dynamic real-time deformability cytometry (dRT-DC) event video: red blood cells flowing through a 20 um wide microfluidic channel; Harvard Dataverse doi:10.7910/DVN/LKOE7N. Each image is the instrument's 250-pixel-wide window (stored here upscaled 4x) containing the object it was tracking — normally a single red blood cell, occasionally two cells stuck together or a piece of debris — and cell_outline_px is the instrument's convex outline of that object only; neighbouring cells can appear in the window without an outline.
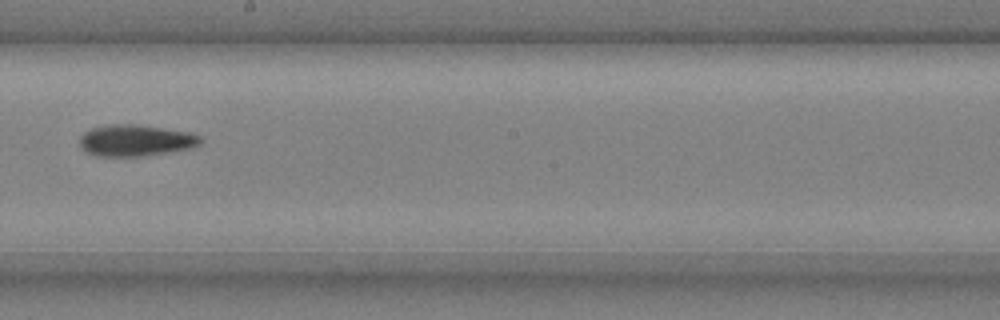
{"species": "common noctule bat (a hibernating species)", "species_latin": "Nyctalus noctula", "temperature_condition": "cold", "stored_images_in_passage": 9, "camera_frame_rate_fps": 3000, "um_per_image_px": 0.085, "animal": {"sex": "male", "body_mass_g": 20.4}, "frame": {"image": 1, "passage_image": 9, "time_ms": 2.667, "image_size_px": [1000, 320], "cell_outline_px": [[200, 144], [188, 148], [144, 156], [96, 156], [84, 152], [80, 148], [80, 136], [84, 132], [92, 128], [112, 124], [136, 124], [188, 132], [200, 136]], "centroid_in_image_um": [11.45, 11.94], "position_along_channel_um": 236.8, "area_um2": 21.96}}